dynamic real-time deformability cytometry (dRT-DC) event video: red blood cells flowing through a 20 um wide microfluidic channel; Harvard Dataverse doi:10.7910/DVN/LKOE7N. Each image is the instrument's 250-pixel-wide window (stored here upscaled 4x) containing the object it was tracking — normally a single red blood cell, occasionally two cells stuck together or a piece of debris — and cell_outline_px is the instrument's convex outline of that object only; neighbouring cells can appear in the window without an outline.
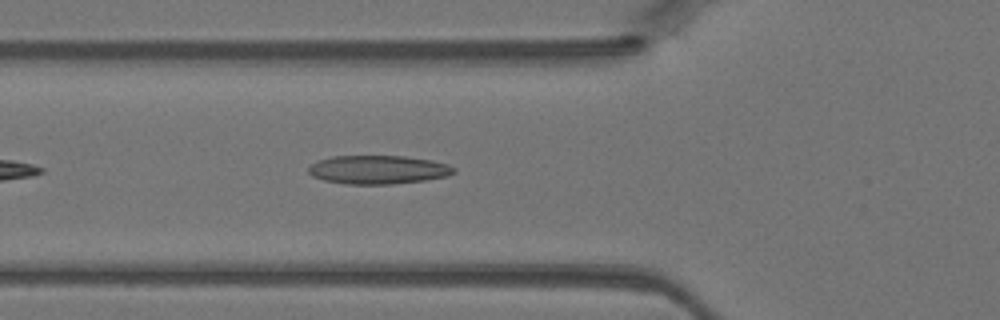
{"species": "Egyptian fruit bat (a non-hibernating species)", "species_latin": "Rousettus aegyptiacus", "temperature_condition": "warm", "stored_images_in_passage": 14, "camera_frame_rate_fps": 3000, "um_per_image_px": 0.085, "animal": {"sex": "female"}, "frame": {"image": 1, "passage_image": 5, "time_ms": 1.333, "image_size_px": [1000, 320], "cell_outline_px": [[456, 172], [448, 176], [424, 180], [392, 184], [348, 184], [324, 180], [312, 176], [308, 172], [308, 168], [312, 164], [320, 160], [332, 156], [404, 156], [432, 160], [448, 164], [456, 168]], "centroid_in_image_um": [32.17, 14.42], "position_along_channel_um": 93.6, "area_um2": 24.22}}